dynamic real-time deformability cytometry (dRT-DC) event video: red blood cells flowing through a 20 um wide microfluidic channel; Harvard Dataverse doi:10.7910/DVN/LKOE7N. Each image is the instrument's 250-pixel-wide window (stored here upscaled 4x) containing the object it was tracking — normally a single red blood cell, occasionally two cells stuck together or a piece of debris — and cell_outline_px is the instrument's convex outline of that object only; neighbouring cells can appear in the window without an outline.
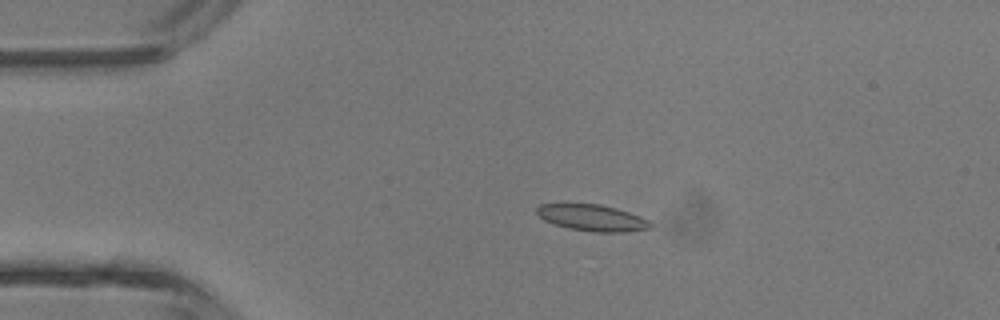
{"species": "common noctule bat (a hibernating species)", "species_latin": "Nyctalus noctula", "temperature_condition": "room temperature", "stored_images_in_passage": 4, "camera_frame_rate_fps": 3000, "um_per_image_px": 0.085, "animal": {"sex": "male", "body_mass_g": 13.3}, "frame": {"image": 1, "passage_image": 3, "time_ms": 2.333, "image_size_px": [1000, 320], "cell_outline_px": [[652, 228], [624, 232], [596, 232], [568, 228], [544, 220], [536, 212], [536, 208], [540, 204], [600, 204], [616, 208], [640, 216], [648, 220], [652, 224]], "centroid_in_image_um": [50.36, 18.51], "position_along_channel_um": 34.6, "area_um2": 17.34}}